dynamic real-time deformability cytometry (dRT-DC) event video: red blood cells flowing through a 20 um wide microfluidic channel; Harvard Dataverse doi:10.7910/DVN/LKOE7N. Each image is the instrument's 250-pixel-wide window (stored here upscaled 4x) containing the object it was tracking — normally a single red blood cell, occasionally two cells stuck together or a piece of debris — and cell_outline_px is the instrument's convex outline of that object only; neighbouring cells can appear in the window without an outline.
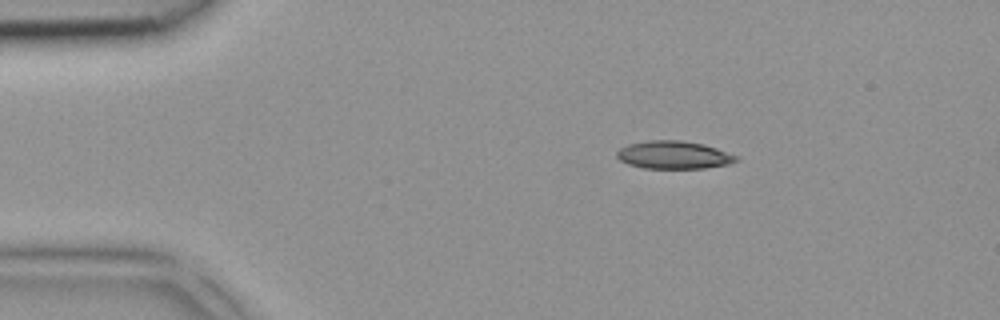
{"species": "common noctule bat (a hibernating species)", "species_latin": "Nyctalus noctula", "temperature_condition": "room temperature", "stored_images_in_passage": 4, "camera_frame_rate_fps": 3000, "um_per_image_px": 0.085, "animal": {"sex": "female", "body_mass_g": 18.4}, "frame": {"image": 1, "passage_image": 2, "time_ms": 0.333, "image_size_px": [1000, 320], "cell_outline_px": [[736, 160], [728, 164], [704, 168], [644, 168], [628, 164], [620, 160], [616, 156], [616, 152], [620, 148], [628, 144], [648, 140], [680, 140], [704, 144], [716, 148], [736, 156]], "centroid_in_image_um": [57.21, 13.16], "position_along_channel_um": 27.8, "area_um2": 19.19}}
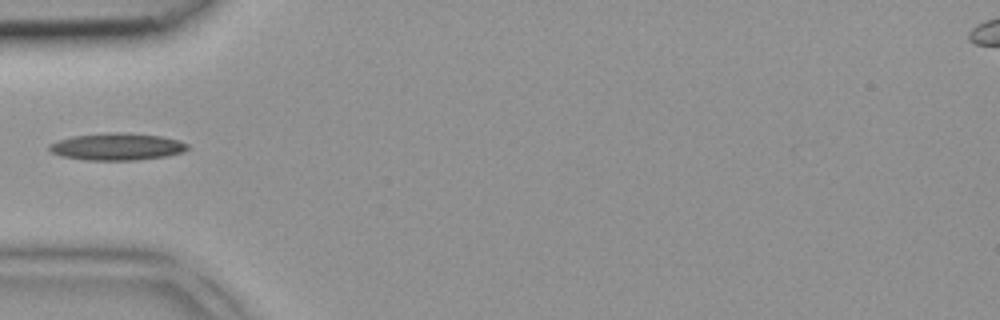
{"frame": {"image": 2, "passage_image": 4, "time_ms": 1.0, "image_size_px": [1000, 320], "cell_outline_px": [[188, 148], [184, 152], [164, 156], [136, 160], [84, 160], [60, 156], [52, 152], [48, 148], [48, 144], [56, 140], [72, 136], [112, 132], [120, 132], [160, 136], [180, 140], [188, 144]], "centroid_in_image_um": [9.91, 12.46], "position_along_channel_um": 75.1, "area_um2": 21.91}}